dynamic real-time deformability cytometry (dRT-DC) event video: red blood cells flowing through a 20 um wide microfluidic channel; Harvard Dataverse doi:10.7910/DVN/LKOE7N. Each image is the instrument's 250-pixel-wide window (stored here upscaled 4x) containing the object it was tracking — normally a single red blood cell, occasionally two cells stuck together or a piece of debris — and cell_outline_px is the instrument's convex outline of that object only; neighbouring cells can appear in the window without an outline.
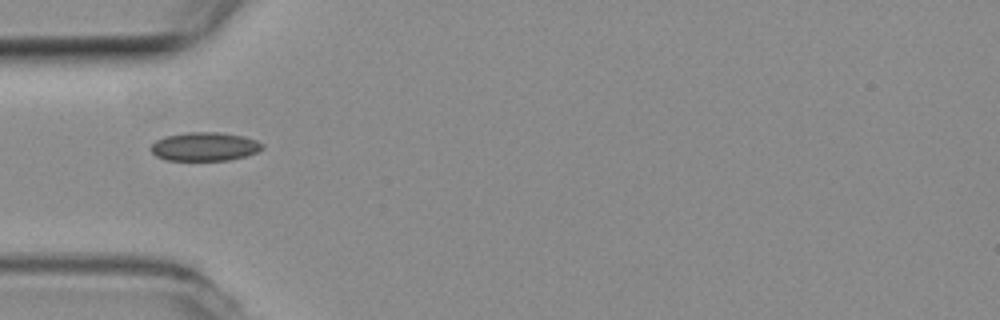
{"species": "common noctule bat (a hibernating species)", "species_latin": "Nyctalus noctula", "temperature_condition": "room temperature", "stored_images_in_passage": 38, "camera_frame_rate_fps": 3000, "um_per_image_px": 0.085, "animal": {"sex": "female", "body_mass_g": 19.3, "forearm_length_mm": 54.1}, "frame": {"image": 1, "passage_image": 1, "time_ms": 0.0, "image_size_px": [1000, 320], "cell_outline_px": [[264, 148], [256, 152], [244, 156], [228, 160], [168, 160], [156, 156], [148, 148], [156, 140], [164, 136], [188, 132], [216, 132], [244, 136], [256, 140], [264, 144]], "centroid_in_image_um": [17.38, 12.45], "position_along_channel_um": 67.6, "area_um2": 18.61}}
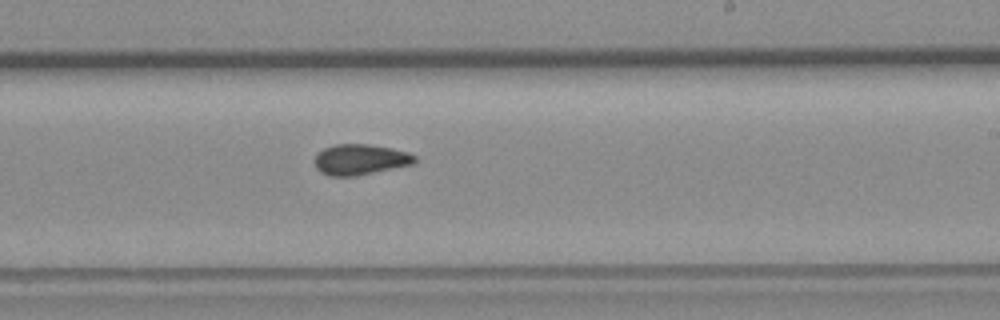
{"frame": {"image": 2, "passage_image": 16, "time_ms": 5.0, "image_size_px": [1000, 320], "cell_outline_px": [[416, 160], [412, 164], [356, 176], [328, 176], [320, 172], [316, 168], [316, 156], [324, 148], [336, 144], [368, 144], [392, 148], [408, 152], [416, 156]], "centroid_in_image_um": [30.62, 13.56], "position_along_channel_um": 258.4, "area_um2": 17.74}}
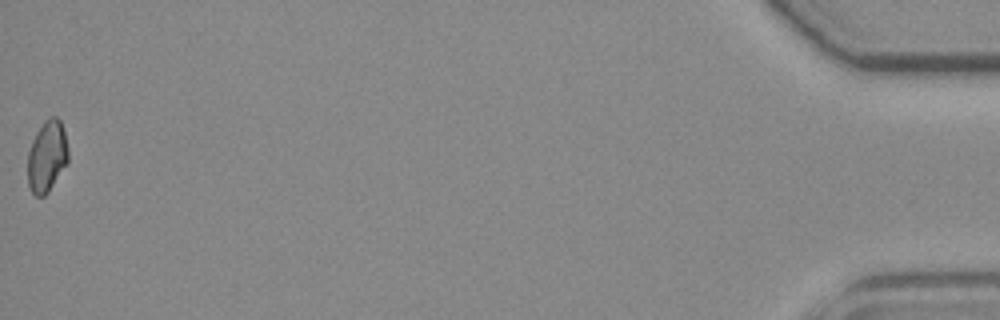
{"frame": {"image": 3, "passage_image": 38, "time_ms": 12.333, "image_size_px": [1000, 320], "cell_outline_px": [[68, 164], [48, 192], [44, 196], [36, 196], [32, 192], [28, 184], [28, 152], [32, 140], [36, 132], [44, 120], [52, 116], [56, 116], [60, 120], [64, 132], [68, 148]], "centroid_in_image_um": [4.0, 13.29], "position_along_channel_um": 431.2, "area_um2": 16.99}, "authors_computed_cell_mechanics": {"area_um2": 17.5712, "velocity_mm_per_s": 3.8135, "shape_relaxation_time_tau1_ms": null, "shape_relaxation_time_tau2_ms": 2.0726, "deformation_change_tau1": null, "deformation_change_tau2": 0.0583}}